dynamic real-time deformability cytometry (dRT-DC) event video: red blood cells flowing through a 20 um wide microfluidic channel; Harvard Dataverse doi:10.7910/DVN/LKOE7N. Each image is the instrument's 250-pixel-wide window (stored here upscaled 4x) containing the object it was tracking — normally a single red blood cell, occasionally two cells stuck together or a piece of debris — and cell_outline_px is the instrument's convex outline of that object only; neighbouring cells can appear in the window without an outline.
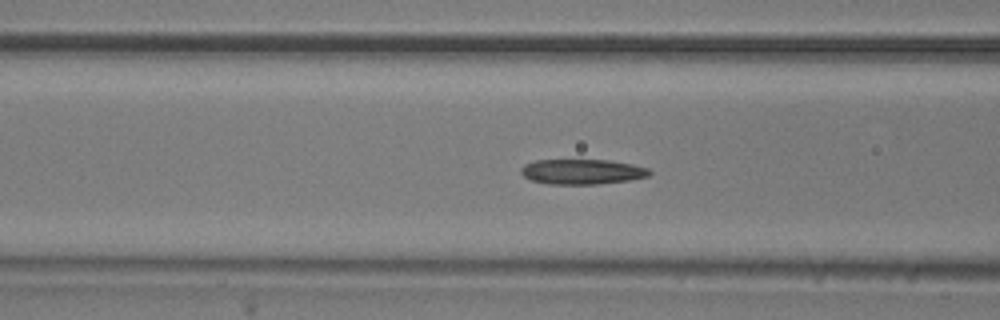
{"species": "common noctule bat (a hibernating species)", "species_latin": "Nyctalus noctula", "temperature_condition": "room temperature", "stored_images_in_passage": 55, "camera_frame_rate_fps": 3000, "um_per_image_px": 0.085, "animal": {"sex": "male", "body_mass_g": 20.5, "forearm_length_mm": 52.5}, "frame": {"image": 1, "passage_image": 21, "time_ms": 6.667, "image_size_px": [1000, 320], "cell_outline_px": [[652, 172], [648, 176], [632, 180], [596, 184], [548, 184], [532, 180], [524, 176], [520, 172], [520, 168], [524, 164], [536, 160], [608, 160], [632, 164], [648, 168]], "centroid_in_image_um": [49.48, 14.59], "position_along_channel_um": 117.1, "area_um2": 18.84}}
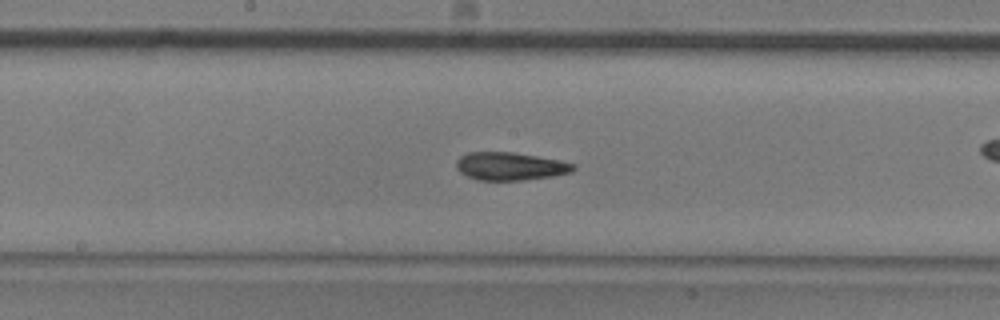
{"frame": {"image": 2, "passage_image": 28, "time_ms": 9.0, "image_size_px": [1000, 320], "cell_outline_px": [[576, 168], [572, 172], [552, 176], [524, 180], [476, 180], [460, 172], [456, 168], [456, 160], [460, 156], [468, 152], [512, 152], [560, 160], [576, 164]], "centroid_in_image_um": [43.36, 14.13], "position_along_channel_um": 204.8, "area_um2": 19.13}}
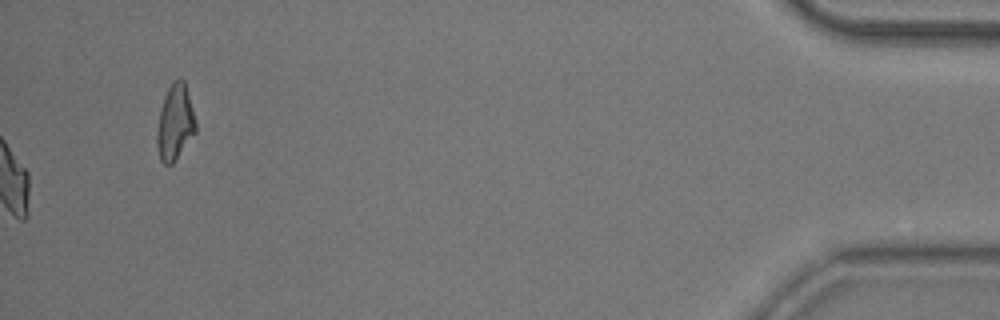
{"frame": {"image": 3, "passage_image": 55, "time_ms": 18.0, "image_size_px": [1000, 320], "cell_outline_px": [[196, 132], [172, 164], [164, 164], [160, 160], [156, 144], [156, 136], [160, 112], [164, 96], [172, 80], [180, 76], [184, 80], [196, 120]], "centroid_in_image_um": [14.88, 10.38], "position_along_channel_um": 420.3, "area_um2": 17.11}, "authors_computed_cell_mechanics": {"area_um2": 18.5538, "velocity_mm_per_s": 3.744, "shape_relaxation_time_tau1_ms": 6.8129, "shape_relaxation_time_tau2_ms": 2.2965, "deformation_change_tau1": 0.1906, "deformation_change_tau2": 0.0844}}